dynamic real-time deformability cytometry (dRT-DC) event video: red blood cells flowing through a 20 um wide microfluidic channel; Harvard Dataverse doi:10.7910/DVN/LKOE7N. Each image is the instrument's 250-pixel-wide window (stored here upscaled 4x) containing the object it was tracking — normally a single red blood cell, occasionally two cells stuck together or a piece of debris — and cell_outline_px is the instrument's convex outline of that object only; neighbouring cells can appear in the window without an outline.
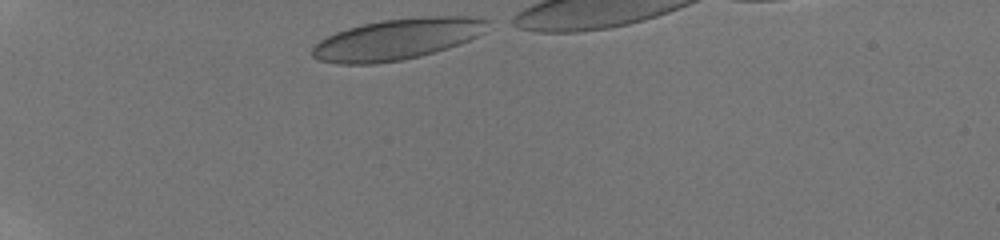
{"species": "human", "species_latin": "Homo sapiens", "temperature_condition": "room temperature", "stored_images_in_passage": 6, "camera_frame_rate_fps": 3000, "um_per_image_px": 0.085, "donor": {"sex": "male"}, "frame": {"image": 1, "passage_image": 1, "time_ms": 0.0, "image_size_px": [1000, 240], "cell_outline_px": [[488, 20], [484, 32], [468, 40], [420, 56], [404, 60], [376, 64], [336, 64], [320, 60], [312, 56], [312, 48], [320, 40], [336, 32], [348, 28], [364, 24], [384, 20], [440, 16], [460, 16]], "centroid_in_image_um": [33.68, 3.35], "position_along_channel_um": 51.3, "area_um2": 41.1}}